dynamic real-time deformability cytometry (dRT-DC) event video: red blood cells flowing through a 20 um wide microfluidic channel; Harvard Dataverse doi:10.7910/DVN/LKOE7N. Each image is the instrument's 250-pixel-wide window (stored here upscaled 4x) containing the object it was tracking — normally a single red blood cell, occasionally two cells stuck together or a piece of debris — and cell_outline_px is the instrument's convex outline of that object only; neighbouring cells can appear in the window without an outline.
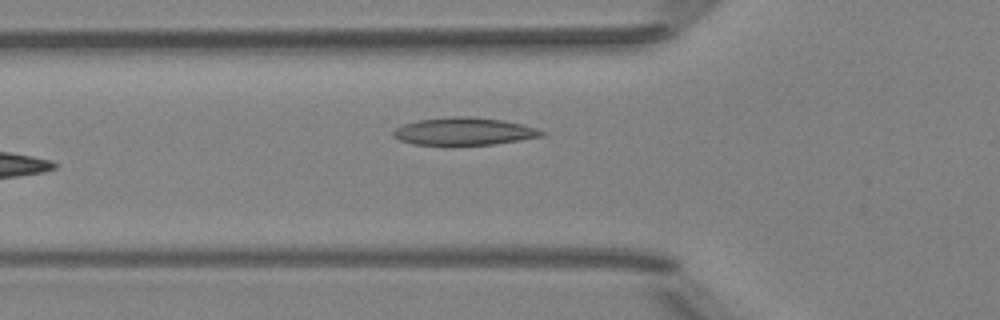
{"species": "Egyptian fruit bat (a non-hibernating species)", "species_latin": "Rousettus aegyptiacus", "temperature_condition": "room temperature", "stored_images_in_passage": 29, "camera_frame_rate_fps": 3000, "um_per_image_px": 0.085, "animal": {"sex": "female"}, "frame": {"image": 1, "passage_image": 2, "time_ms": 0.333, "image_size_px": [1000, 320], "cell_outline_px": [[548, 132], [544, 136], [520, 140], [492, 144], [452, 148], [412, 144], [400, 140], [392, 136], [392, 132], [396, 128], [404, 124], [416, 120], [452, 116], [468, 116], [504, 120], [536, 128]], "centroid_in_image_um": [39.4, 11.21], "position_along_channel_um": 86.4, "area_um2": 24.85}}
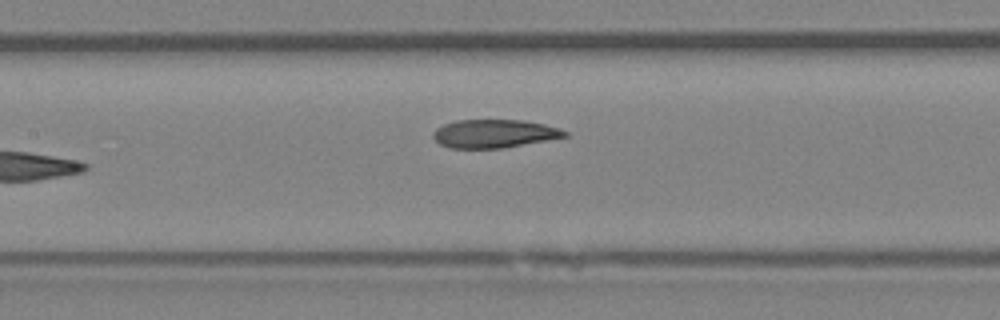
{"frame": {"image": 2, "passage_image": 8, "time_ms": 2.333, "image_size_px": [1000, 320], "cell_outline_px": [[568, 136], [548, 140], [504, 148], [448, 148], [440, 144], [432, 136], [432, 132], [436, 128], [444, 124], [456, 120], [524, 120], [544, 124], [560, 128], [568, 132]], "centroid_in_image_um": [42.01, 11.36], "position_along_channel_um": 165.4, "area_um2": 21.85}}
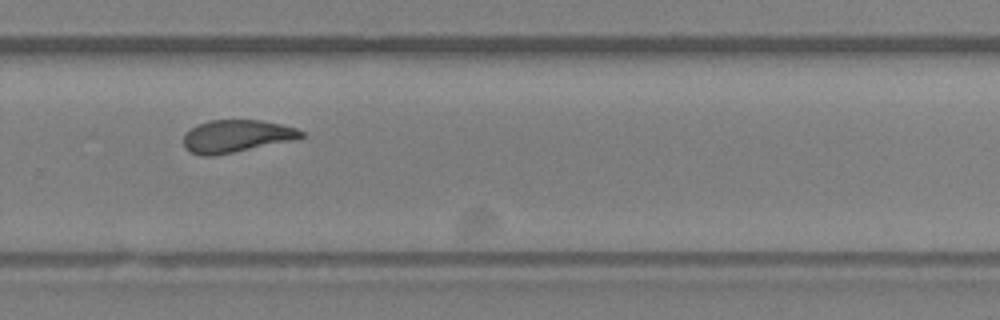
{"frame": {"image": 3, "passage_image": 19, "time_ms": 6.0, "image_size_px": [1000, 320], "cell_outline_px": [[304, 136], [292, 140], [212, 156], [204, 156], [192, 152], [184, 148], [184, 136], [196, 124], [208, 120], [260, 120], [280, 124], [296, 128], [304, 132]], "centroid_in_image_um": [20.07, 11.56], "position_along_channel_um": 309.7, "area_um2": 21.91}}